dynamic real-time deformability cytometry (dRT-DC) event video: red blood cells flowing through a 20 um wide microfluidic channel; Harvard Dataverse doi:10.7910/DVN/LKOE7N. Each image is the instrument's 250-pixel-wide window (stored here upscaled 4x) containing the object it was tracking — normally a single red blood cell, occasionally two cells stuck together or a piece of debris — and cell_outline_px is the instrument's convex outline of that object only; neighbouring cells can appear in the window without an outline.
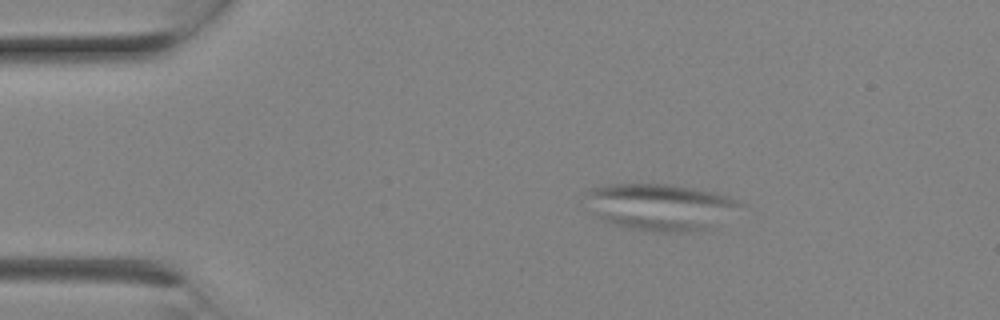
{"species": "Egyptian fruit bat (a non-hibernating species)", "species_latin": "Rousettus aegyptiacus", "temperature_condition": "room temperature", "stored_images_in_passage": 2, "camera_frame_rate_fps": 3000, "um_per_image_px": 0.085, "animal": {"sex": "female"}, "frame": {"image": 1, "passage_image": 2, "time_ms": 0.333, "image_size_px": [1000, 320], "cell_outline_px": [[744, 204], [712, 228], [688, 232], [640, 232], [600, 220], [596, 216], [584, 192], [588, 188], [608, 184], [672, 184], [712, 192], [736, 200]], "centroid_in_image_um": [56.07, 17.6], "position_along_channel_um": 28.9, "area_um2": 42.14}}